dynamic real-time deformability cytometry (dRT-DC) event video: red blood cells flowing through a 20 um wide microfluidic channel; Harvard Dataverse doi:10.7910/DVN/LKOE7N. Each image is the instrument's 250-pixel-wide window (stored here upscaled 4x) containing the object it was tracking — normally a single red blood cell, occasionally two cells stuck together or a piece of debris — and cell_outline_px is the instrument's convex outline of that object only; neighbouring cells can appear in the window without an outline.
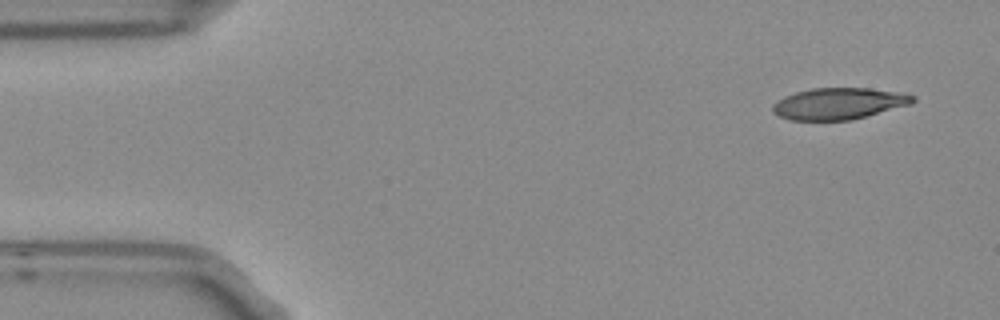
{"species": "Egyptian fruit bat (a non-hibernating species)", "species_latin": "Rousettus aegyptiacus", "temperature_condition": "room temperature", "stored_images_in_passage": 5, "segment_of_instrument_passage": [1, 2], "camera_frame_rate_fps": 3000, "um_per_image_px": 0.085, "frame": {"image": 1, "passage_image": 1, "time_ms": 0.0, "image_size_px": [1000, 320], "cell_outline_px": [[916, 100], [912, 104], [848, 120], [788, 120], [772, 112], [772, 104], [776, 100], [784, 96], [796, 92], [812, 88], [868, 88], [904, 92], [916, 96]], "centroid_in_image_um": [71.3, 8.79], "position_along_channel_um": 13.7, "area_um2": 25.84}}
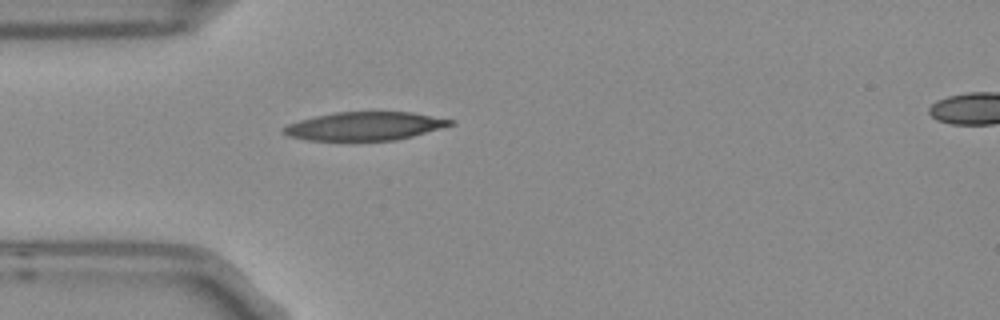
{"frame": {"image": 2, "passage_image": 4, "time_ms": 1.0, "image_size_px": [1000, 320], "cell_outline_px": [[452, 124], [412, 136], [396, 140], [308, 140], [288, 136], [280, 132], [280, 128], [288, 124], [300, 120], [316, 116], [336, 112], [412, 112], [452, 120]], "centroid_in_image_um": [30.91, 10.72], "position_along_channel_um": 54.1, "area_um2": 27.22}}